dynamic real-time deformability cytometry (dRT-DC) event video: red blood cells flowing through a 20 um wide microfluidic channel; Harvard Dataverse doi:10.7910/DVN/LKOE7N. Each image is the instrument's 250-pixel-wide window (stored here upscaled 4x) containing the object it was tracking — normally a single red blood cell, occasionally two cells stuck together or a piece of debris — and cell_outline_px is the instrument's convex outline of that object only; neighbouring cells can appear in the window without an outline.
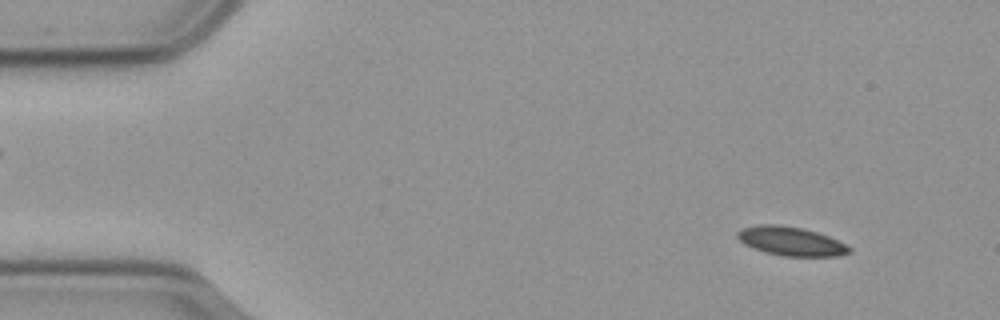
{"species": "common noctule bat (a hibernating species)", "species_latin": "Nyctalus noctula", "temperature_condition": "cold", "stored_images_in_passage": 57, "camera_frame_rate_fps": 3000, "um_per_image_px": 0.085, "animal": {"sex": "male", "body_mass_g": 23.1, "forearm_length_mm": 52.7}, "frame": {"image": 1, "passage_image": 5, "time_ms": 1.333, "image_size_px": [1000, 320], "cell_outline_px": [[852, 252], [836, 256], [784, 256], [764, 252], [752, 248], [744, 244], [736, 236], [736, 232], [740, 228], [756, 224], [780, 224], [804, 228], [828, 236], [852, 248]], "centroid_in_image_um": [67.18, 20.49], "position_along_channel_um": 17.8, "area_um2": 19.02}}
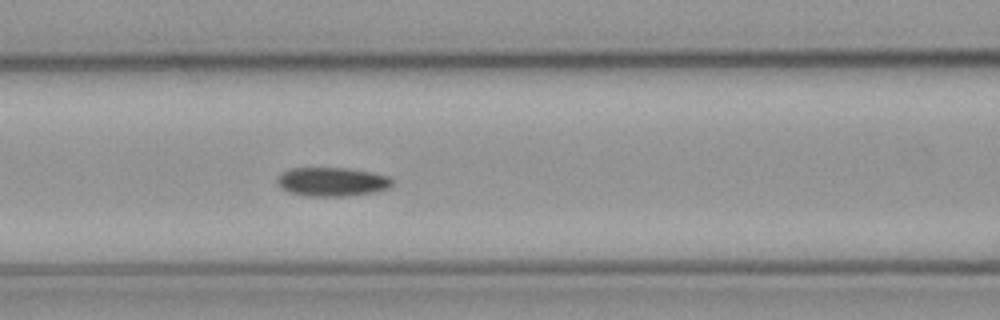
{"frame": {"image": 2, "passage_image": 23, "time_ms": 7.333, "image_size_px": [1000, 320], "cell_outline_px": [[392, 184], [388, 188], [372, 192], [344, 196], [304, 196], [288, 192], [280, 188], [276, 184], [276, 176], [280, 172], [292, 168], [348, 168], [372, 172], [388, 176], [392, 180]], "centroid_in_image_um": [28.14, 15.44], "position_along_channel_um": 138.5, "area_um2": 19.54}}
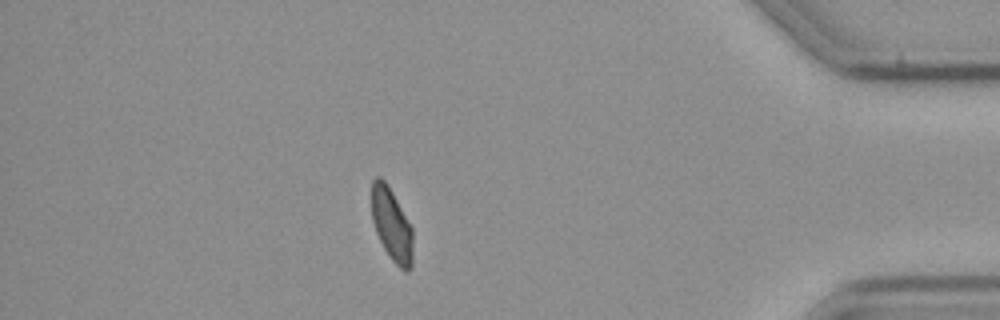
{"frame": {"image": 3, "passage_image": 49, "time_ms": 16.0, "image_size_px": [1000, 320], "cell_outline_px": [[412, 268], [408, 272], [404, 272], [392, 260], [384, 248], [376, 232], [372, 220], [372, 180], [376, 176], [380, 176], [384, 180], [392, 192], [412, 228]], "centroid_in_image_um": [33.29, 19.12], "position_along_channel_um": 401.9, "area_um2": 17.34}, "authors_computed_cell_mechanics": {"area_um2": 18.7272, "velocity_mm_per_s": 3.5821, "shape_relaxation_time_tau1_ms": null, "shape_relaxation_time_tau2_ms": 4.2613, "deformation_change_tau1": null, "deformation_change_tau2": 0.0754}}